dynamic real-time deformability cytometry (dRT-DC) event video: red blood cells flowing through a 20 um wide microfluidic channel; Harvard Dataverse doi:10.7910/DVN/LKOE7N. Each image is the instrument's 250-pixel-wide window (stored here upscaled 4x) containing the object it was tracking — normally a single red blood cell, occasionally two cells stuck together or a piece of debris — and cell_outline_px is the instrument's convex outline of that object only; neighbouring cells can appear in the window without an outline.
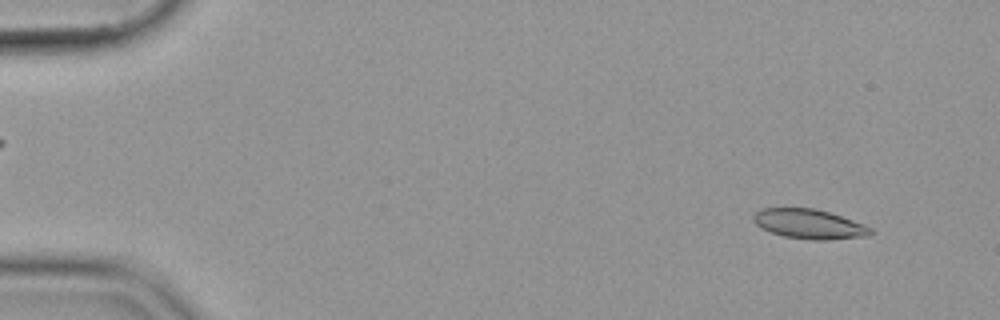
{"species": "common noctule bat (a hibernating species)", "species_latin": "Nyctalus noctula", "temperature_condition": "cold", "stored_images_in_passage": 13, "camera_frame_rate_fps": 3000, "um_per_image_px": 0.085, "animal": {"sex": "female", "body_mass_g": 19.9}, "frame": {"image": 1, "passage_image": 1, "time_ms": 0.0, "image_size_px": [1000, 320], "cell_outline_px": [[876, 232], [868, 236], [828, 240], [812, 240], [784, 236], [772, 232], [756, 224], [752, 220], [752, 216], [760, 208], [812, 208], [828, 212], [864, 224], [872, 228]], "centroid_in_image_um": [68.81, 19.04], "position_along_channel_um": 16.2, "area_um2": 20.17}}
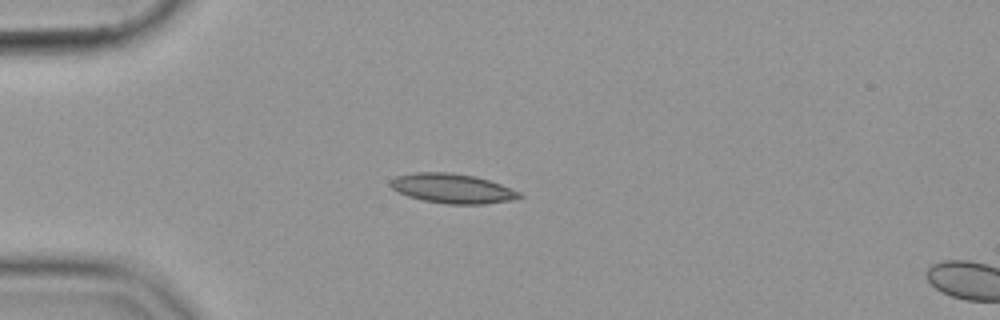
{"frame": {"image": 2, "passage_image": 11, "time_ms": 3.333, "image_size_px": [1000, 320], "cell_outline_px": [[524, 196], [512, 200], [484, 204], [448, 204], [424, 200], [408, 196], [392, 188], [388, 184], [396, 176], [416, 172], [452, 172], [476, 176], [500, 184], [520, 192]], "centroid_in_image_um": [38.47, 16.01], "position_along_channel_um": 46.5, "area_um2": 22.14}}